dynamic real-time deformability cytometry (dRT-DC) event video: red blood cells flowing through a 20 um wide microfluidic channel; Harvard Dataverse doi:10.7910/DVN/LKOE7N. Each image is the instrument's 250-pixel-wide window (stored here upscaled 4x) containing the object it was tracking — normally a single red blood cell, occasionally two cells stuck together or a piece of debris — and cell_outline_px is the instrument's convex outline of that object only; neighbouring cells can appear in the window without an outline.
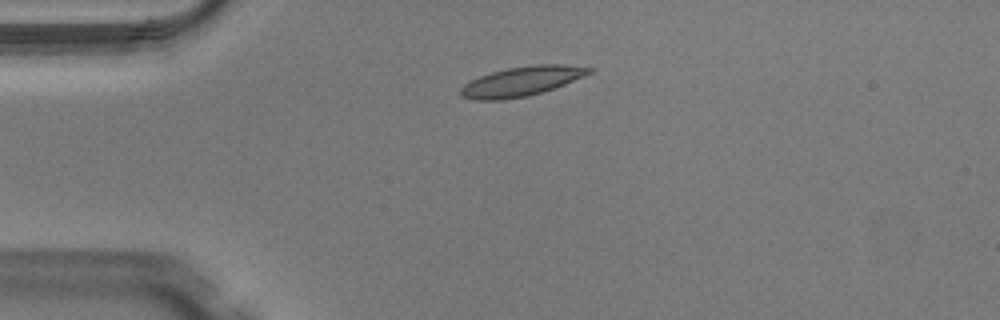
{"species": "Egyptian fruit bat (a non-hibernating species)", "species_latin": "Rousettus aegyptiacus", "temperature_condition": "warm", "stored_images_in_passage": 39, "camera_frame_rate_fps": 3000, "um_per_image_px": 0.085, "animal": {"sex": "male"}, "frame": {"image": 1, "passage_image": 1, "time_ms": 0.0, "image_size_px": [1000, 320], "cell_outline_px": [[596, 68], [592, 72], [564, 84], [528, 96], [500, 100], [476, 100], [460, 96], [460, 88], [464, 84], [480, 76], [492, 72], [508, 68], [532, 64], [564, 64]], "centroid_in_image_um": [44.33, 6.9], "position_along_channel_um": 40.7, "area_um2": 21.96}}
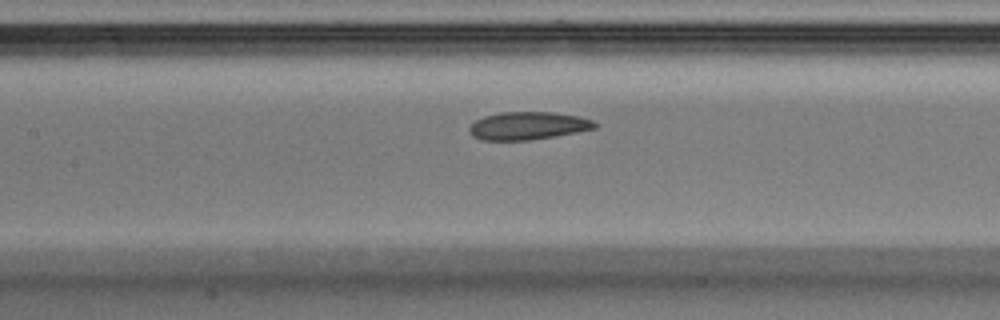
{"frame": {"image": 2, "passage_image": 12, "time_ms": 3.667, "image_size_px": [1000, 320], "cell_outline_px": [[596, 128], [576, 132], [528, 140], [480, 140], [472, 136], [468, 132], [468, 128], [476, 120], [484, 116], [500, 112], [552, 112], [576, 116], [592, 120], [596, 124]], "centroid_in_image_um": [44.81, 10.69], "position_along_channel_um": 162.6, "area_um2": 20.17}}
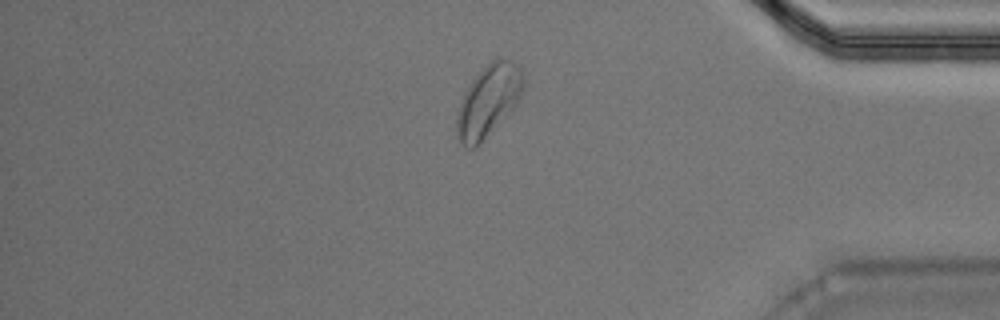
{"frame": {"image": 3, "passage_image": 31, "time_ms": 10.0, "image_size_px": [1000, 320], "cell_outline_px": [[524, 84], [520, 96], [516, 104], [476, 148], [464, 148], [460, 144], [456, 132], [456, 116], [460, 104], [472, 80], [492, 60], [500, 56], [512, 60], [520, 68], [524, 76]], "centroid_in_image_um": [41.51, 8.57], "position_along_channel_um": 393.7, "area_um2": 27.51}, "authors_computed_cell_mechanics": {"area_um2": 21.8484, "velocity_mm_per_s": 4.0549, "shape_relaxation_time_tau1_ms": 7.4323, "shape_relaxation_time_tau2_ms": 8.4546, "deformation_change_tau1": 0.1464, "deformation_change_tau2": 0.1396}}